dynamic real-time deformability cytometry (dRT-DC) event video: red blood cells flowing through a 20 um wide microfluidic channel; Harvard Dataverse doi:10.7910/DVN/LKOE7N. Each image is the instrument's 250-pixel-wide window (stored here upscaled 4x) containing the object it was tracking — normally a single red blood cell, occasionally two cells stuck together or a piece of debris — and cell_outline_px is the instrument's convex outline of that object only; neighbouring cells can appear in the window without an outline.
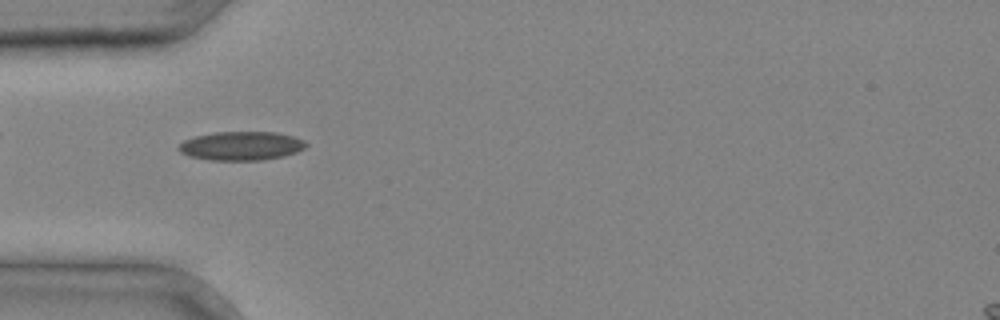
{"species": "common noctule bat (a hibernating species)", "species_latin": "Nyctalus noctula", "temperature_condition": "cold", "stored_images_in_passage": 33, "camera_frame_rate_fps": 3000, "um_per_image_px": 0.085, "animal": {"sex": "male", "body_mass_g": 20.4}, "frame": {"image": 1, "passage_image": 9, "time_ms": 2.667, "image_size_px": [1000, 320], "cell_outline_px": [[308, 144], [304, 148], [296, 152], [284, 156], [264, 160], [208, 160], [188, 156], [180, 152], [176, 148], [184, 140], [196, 136], [216, 132], [276, 132], [292, 136], [304, 140]], "centroid_in_image_um": [20.5, 12.4], "position_along_channel_um": 64.5, "area_um2": 21.44}}
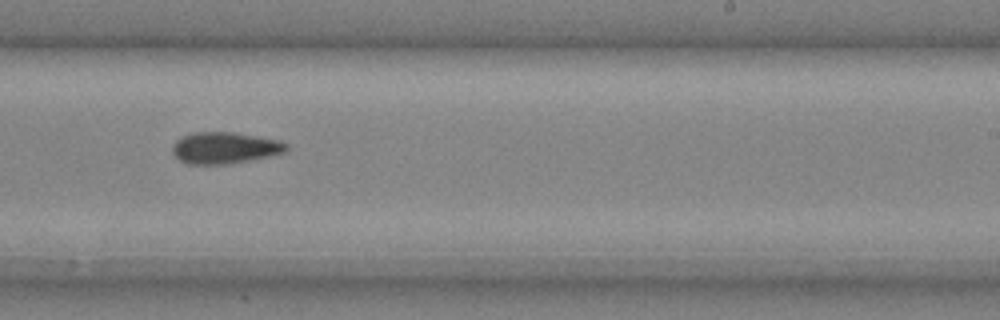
{"frame": {"image": 2, "passage_image": 21, "time_ms": 6.667, "image_size_px": [1000, 320], "cell_outline_px": [[288, 148], [284, 152], [224, 164], [188, 164], [180, 160], [172, 152], [172, 144], [176, 140], [192, 132], [236, 132], [280, 140], [288, 144]], "centroid_in_image_um": [19.06, 12.54], "position_along_channel_um": 269.9, "area_um2": 20.63}}
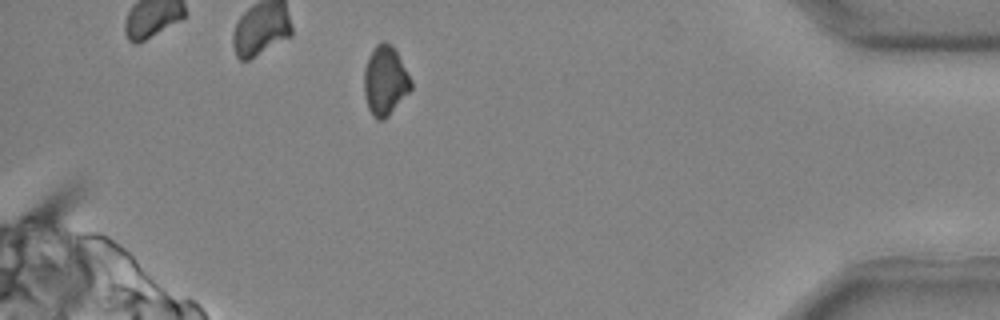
{"frame": {"image": 3, "passage_image": 31, "time_ms": 10.0, "image_size_px": [1000, 320], "cell_outline_px": [[412, 88], [388, 116], [380, 120], [376, 120], [372, 116], [368, 108], [364, 96], [364, 68], [368, 56], [376, 44], [380, 40], [384, 40], [396, 52], [412, 80]], "centroid_in_image_um": [32.71, 6.87], "position_along_channel_um": 402.5, "area_um2": 18.9}}